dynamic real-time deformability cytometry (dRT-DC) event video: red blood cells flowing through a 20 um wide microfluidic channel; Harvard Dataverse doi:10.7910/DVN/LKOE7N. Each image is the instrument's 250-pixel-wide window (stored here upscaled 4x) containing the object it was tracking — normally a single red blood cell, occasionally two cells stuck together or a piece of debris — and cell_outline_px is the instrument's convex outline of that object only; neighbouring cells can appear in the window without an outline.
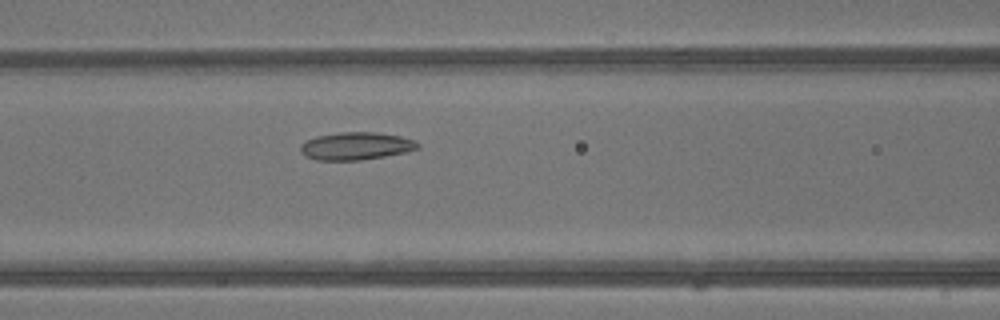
{"species": "common noctule bat (a hibernating species)", "species_latin": "Nyctalus noctula", "temperature_condition": "warm", "stored_images_in_passage": 5, "camera_frame_rate_fps": 3000, "um_per_image_px": 0.085, "animal": {"sex": "male", "body_mass_g": 13.3}, "frame": {"image": 1, "passage_image": 5, "time_ms": 1.333, "image_size_px": [1000, 320], "cell_outline_px": [[420, 148], [408, 152], [360, 160], [316, 160], [304, 156], [300, 152], [300, 144], [316, 136], [340, 132], [376, 132], [400, 136], [416, 140], [420, 144]], "centroid_in_image_um": [30.28, 12.41], "position_along_channel_um": 136.3, "area_um2": 19.07}}